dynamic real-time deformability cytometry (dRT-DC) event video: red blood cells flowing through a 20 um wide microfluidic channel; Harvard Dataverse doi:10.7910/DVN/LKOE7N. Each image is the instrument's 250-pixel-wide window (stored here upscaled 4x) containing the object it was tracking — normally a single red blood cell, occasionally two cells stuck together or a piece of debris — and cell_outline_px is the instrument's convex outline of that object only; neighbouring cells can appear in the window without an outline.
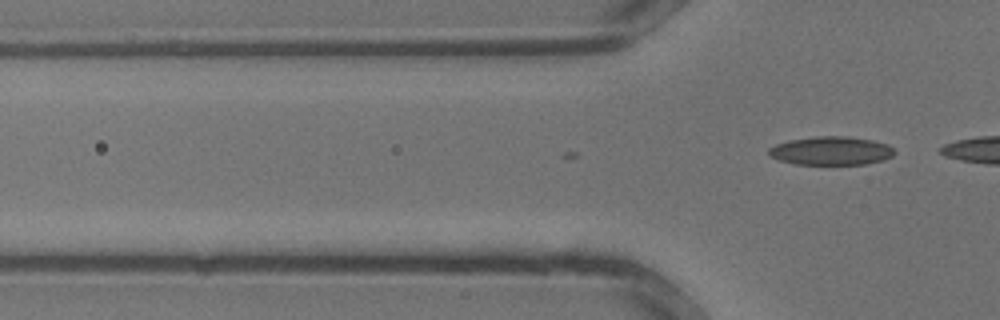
{"species": "common noctule bat (a hibernating species)", "species_latin": "Nyctalus noctula", "temperature_condition": "warm", "stored_images_in_passage": 7, "camera_frame_rate_fps": 3000, "um_per_image_px": 0.085, "animal": {"sex": "male", "body_mass_g": 13.3}, "frame": {"image": 1, "passage_image": 7, "time_ms": 2.0, "image_size_px": [1000, 320], "cell_outline_px": [[896, 152], [892, 156], [884, 160], [864, 164], [796, 164], [780, 160], [768, 156], [768, 148], [776, 144], [788, 140], [816, 136], [848, 136], [872, 140], [888, 144]], "centroid_in_image_um": [70.63, 12.81], "position_along_channel_um": 55.2, "area_um2": 20.98}}